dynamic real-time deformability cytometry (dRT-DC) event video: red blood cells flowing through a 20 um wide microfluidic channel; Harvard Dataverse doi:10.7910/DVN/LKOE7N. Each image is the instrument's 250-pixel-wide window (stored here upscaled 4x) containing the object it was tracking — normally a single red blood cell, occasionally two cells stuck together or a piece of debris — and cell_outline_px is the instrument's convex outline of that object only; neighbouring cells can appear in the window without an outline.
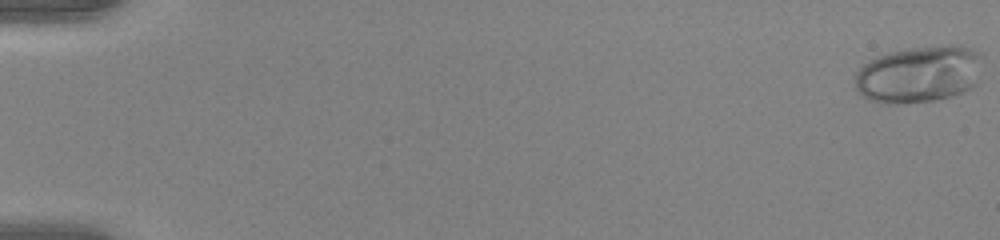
{"species": "human", "species_latin": "Homo sapiens", "temperature_condition": "warm", "stored_images_in_passage": 23, "camera_frame_rate_fps": 3000, "um_per_image_px": 0.085, "donor": {"sex": "female"}, "frame": {"image": 1, "passage_image": 1, "time_ms": 0.0, "image_size_px": [1000, 240], "cell_outline_px": [[984, 56], [976, 84], [972, 88], [964, 92], [952, 96], [932, 100], [896, 104], [884, 104], [872, 100], [856, 92], [856, 72], [864, 64], [880, 56], [892, 52], [912, 48], [948, 44], [964, 44], [972, 48]], "centroid_in_image_um": [78.18, 6.3], "position_along_channel_um": 6.8, "area_um2": 42.54}}
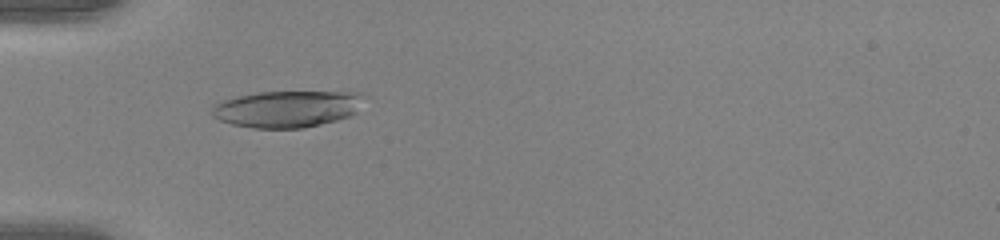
{"frame": {"image": 2, "passage_image": 19, "time_ms": 6.0, "image_size_px": [1000, 240], "cell_outline_px": [[360, 96], [356, 112], [348, 116], [336, 120], [304, 128], [252, 128], [232, 124], [220, 120], [212, 116], [212, 104], [216, 100], [236, 96], [260, 92], [360, 92]], "centroid_in_image_um": [24.27, 9.26], "position_along_channel_um": 60.7, "area_um2": 32.31}}
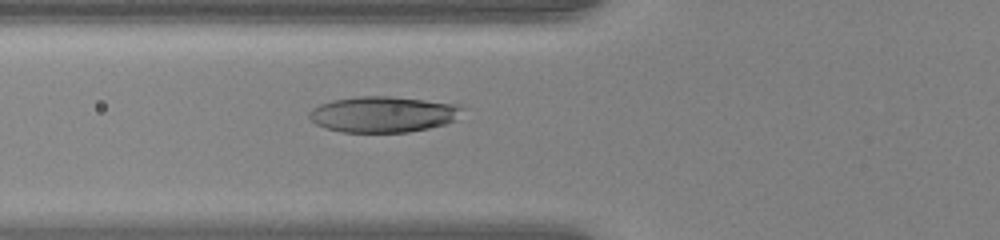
{"frame": {"image": 3, "passage_image": 22, "time_ms": 7.0, "image_size_px": [1000, 240], "cell_outline_px": [[464, 108], [452, 120], [444, 124], [428, 128], [408, 132], [340, 132], [324, 128], [316, 124], [308, 116], [308, 112], [312, 108], [320, 104], [332, 100], [360, 96], [388, 96], [460, 104]], "centroid_in_image_um": [32.51, 9.71], "position_along_channel_um": 93.3, "area_um2": 31.91}}